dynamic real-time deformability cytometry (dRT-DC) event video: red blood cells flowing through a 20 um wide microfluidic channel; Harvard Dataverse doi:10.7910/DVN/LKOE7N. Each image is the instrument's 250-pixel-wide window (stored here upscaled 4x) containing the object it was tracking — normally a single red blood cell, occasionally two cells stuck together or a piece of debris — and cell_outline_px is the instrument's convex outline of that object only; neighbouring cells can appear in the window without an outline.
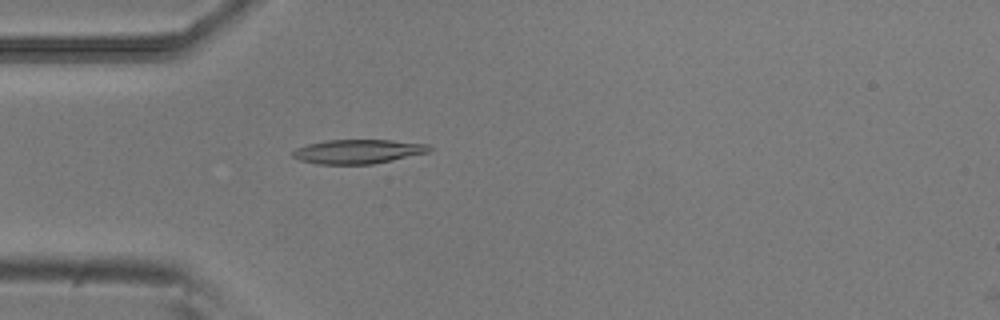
{"species": "common noctule bat (a hibernating species)", "species_latin": "Nyctalus noctula", "temperature_condition": "room temperature", "stored_images_in_passage": 38, "camera_frame_rate_fps": 3000, "um_per_image_px": 0.085, "animal": {"sex": "male", "body_mass_g": 20.5, "forearm_length_mm": 52.5}, "frame": {"image": 1, "passage_image": 1, "time_ms": 0.0, "image_size_px": [1000, 320], "cell_outline_px": [[432, 148], [428, 152], [392, 160], [372, 164], [316, 164], [300, 160], [292, 156], [292, 152], [296, 148], [308, 144], [324, 140], [392, 140], [428, 144]], "centroid_in_image_um": [30.41, 12.87], "position_along_channel_um": 54.6, "area_um2": 19.19}}
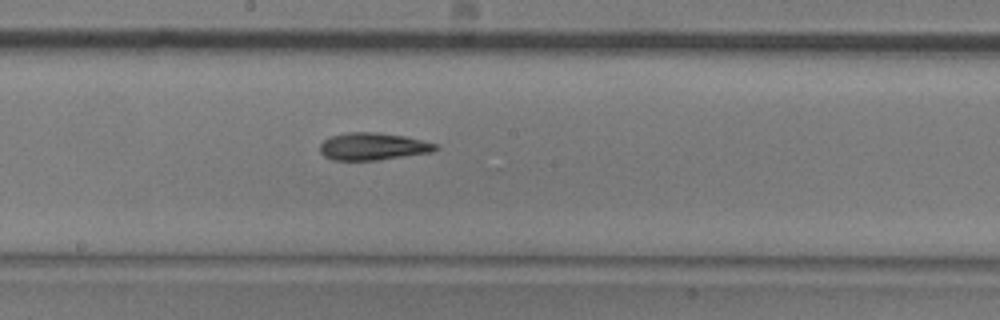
{"frame": {"image": 2, "passage_image": 14, "time_ms": 4.333, "image_size_px": [1000, 320], "cell_outline_px": [[440, 148], [432, 152], [380, 160], [332, 160], [324, 156], [320, 152], [320, 144], [324, 140], [332, 136], [348, 132], [376, 132], [404, 136], [436, 144]], "centroid_in_image_um": [31.69, 12.45], "position_along_channel_um": 216.5, "area_um2": 18.38}}
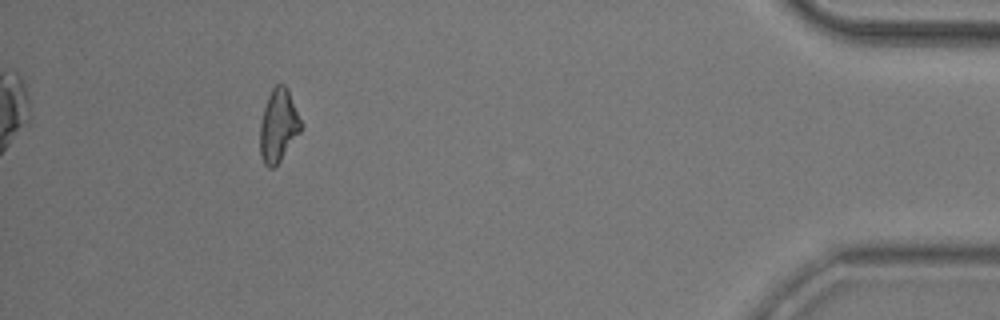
{"frame": {"image": 3, "passage_image": 34, "time_ms": 11.0, "image_size_px": [1000, 320], "cell_outline_px": [[304, 124], [300, 132], [280, 160], [272, 168], [268, 168], [264, 164], [260, 156], [260, 124], [264, 108], [268, 96], [272, 88], [276, 84], [284, 84], [288, 88]], "centroid_in_image_um": [23.68, 10.65], "position_along_channel_um": 411.5, "area_um2": 17.51}, "authors_computed_cell_mechanics": {"area_um2": 17.918, "velocity_mm_per_s": 3.8317, "shape_relaxation_time_tau1_ms": 6.3255, "shape_relaxation_time_tau2_ms": 6.6008, "deformation_change_tau1": 0.1808, "deformation_change_tau2": 0.1361}}